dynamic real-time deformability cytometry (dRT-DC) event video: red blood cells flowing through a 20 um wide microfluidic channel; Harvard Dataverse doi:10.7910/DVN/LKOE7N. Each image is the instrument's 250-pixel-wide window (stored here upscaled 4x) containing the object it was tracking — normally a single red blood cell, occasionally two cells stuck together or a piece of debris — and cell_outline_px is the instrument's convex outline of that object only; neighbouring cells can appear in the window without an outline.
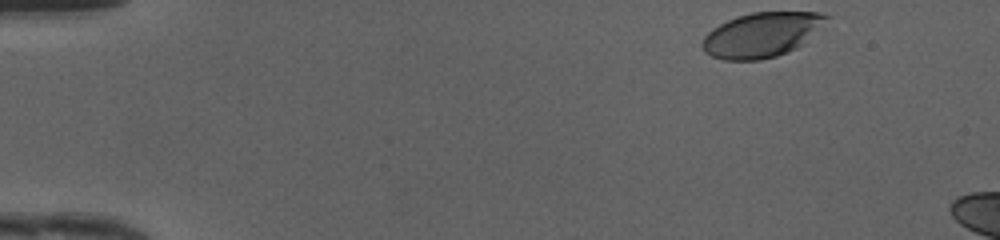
{"species": "human", "species_latin": "Homo sapiens", "temperature_condition": "cold", "stored_images_in_passage": 7, "camera_frame_rate_fps": 3000, "um_per_image_px": 0.085, "donor": {"sex": "female"}, "frame": {"image": 1, "passage_image": 1, "time_ms": 0.0, "image_size_px": [1000, 240], "cell_outline_px": [[832, 16], [796, 48], [788, 52], [776, 56], [760, 60], [724, 60], [712, 56], [704, 52], [700, 44], [704, 36], [712, 28], [736, 16], [752, 12], [820, 12]], "centroid_in_image_um": [64.7, 2.95], "position_along_channel_um": 20.3, "area_um2": 32.19}}